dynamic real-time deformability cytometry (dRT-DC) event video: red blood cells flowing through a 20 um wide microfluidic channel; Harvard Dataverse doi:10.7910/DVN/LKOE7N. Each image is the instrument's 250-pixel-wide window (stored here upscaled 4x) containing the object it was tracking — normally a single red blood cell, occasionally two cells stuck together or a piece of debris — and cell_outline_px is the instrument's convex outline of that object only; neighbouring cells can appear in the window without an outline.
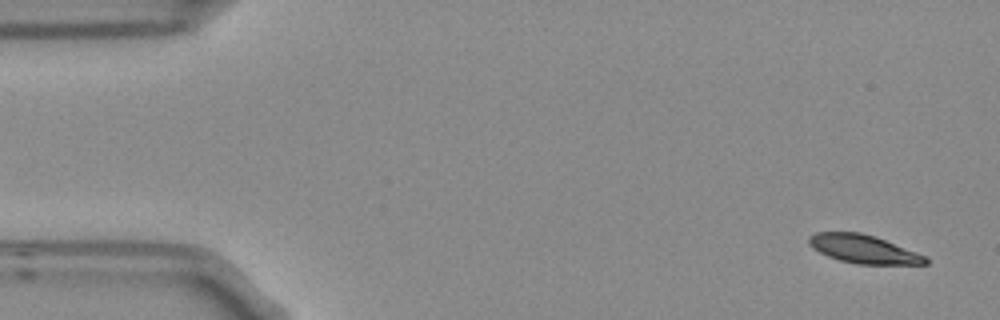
{"species": "Egyptian fruit bat (a non-hibernating species)", "species_latin": "Rousettus aegyptiacus", "temperature_condition": "room temperature", "stored_images_in_passage": 6, "camera_frame_rate_fps": 3000, "um_per_image_px": 0.085, "frame": {"image": 1, "passage_image": 6, "time_ms": 1.667, "image_size_px": [1000, 320], "cell_outline_px": [[928, 264], [856, 264], [840, 260], [828, 256], [812, 248], [808, 244], [808, 236], [816, 232], [860, 232], [884, 240], [916, 252], [924, 256], [928, 260]], "centroid_in_image_um": [73.34, 21.17], "position_along_channel_um": 11.7, "area_um2": 19.02}}